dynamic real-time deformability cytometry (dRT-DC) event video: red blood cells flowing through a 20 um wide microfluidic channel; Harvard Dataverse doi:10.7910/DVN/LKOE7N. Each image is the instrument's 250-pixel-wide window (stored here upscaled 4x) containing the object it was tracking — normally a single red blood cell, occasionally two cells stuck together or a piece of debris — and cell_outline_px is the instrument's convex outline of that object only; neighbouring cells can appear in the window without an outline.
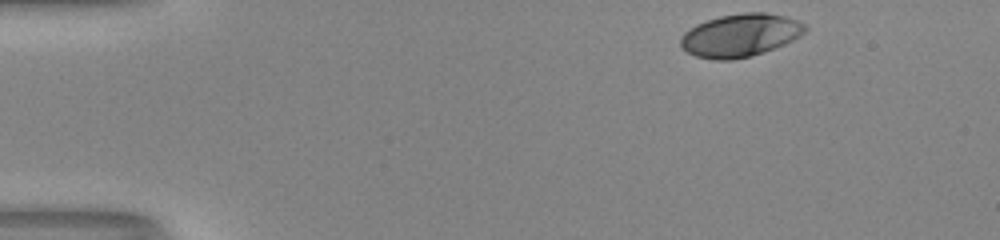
{"species": "human", "species_latin": "Homo sapiens", "temperature_condition": "room temperature", "stored_images_in_passage": 38, "camera_frame_rate_fps": 3000, "um_per_image_px": 0.085, "donor": {"sex": "male"}, "frame": {"image": 1, "passage_image": 1, "time_ms": 0.0, "image_size_px": [1000, 240], "cell_outline_px": [[808, 28], [800, 36], [784, 44], [764, 52], [732, 60], [716, 60], [696, 56], [688, 52], [680, 44], [680, 36], [684, 32], [696, 24], [720, 16], [744, 12], [764, 12], [784, 16], [808, 24]], "centroid_in_image_um": [62.94, 2.99], "position_along_channel_um": 22.1, "area_um2": 31.04}}
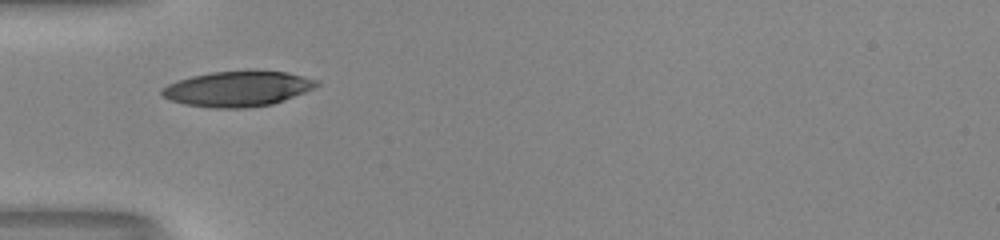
{"frame": {"image": 2, "passage_image": 12, "time_ms": 3.667, "image_size_px": [1000, 240], "cell_outline_px": [[320, 84], [304, 92], [272, 104], [244, 108], [212, 108], [184, 104], [160, 96], [160, 88], [168, 84], [192, 76], [212, 72], [248, 68], [288, 72], [320, 80]], "centroid_in_image_um": [20.21, 7.51], "position_along_channel_um": 64.8, "area_um2": 32.48}}
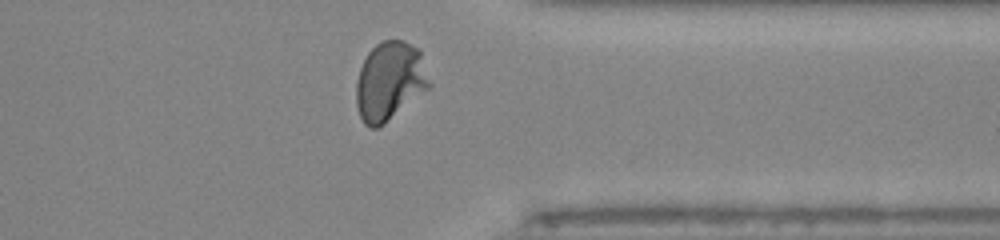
{"frame": {"image": 3, "passage_image": 36, "time_ms": 11.667, "image_size_px": [1000, 240], "cell_outline_px": [[432, 84], [428, 88], [384, 124], [376, 128], [368, 128], [364, 124], [360, 116], [356, 104], [356, 80], [360, 68], [368, 52], [380, 40], [404, 40], [420, 48]], "centroid_in_image_um": [33.13, 6.87], "position_along_channel_um": 378.3, "area_um2": 33.81}, "authors_computed_cell_mechanics": {"area_um2": 31.4143, "velocity_mm_per_s": 3.9997, "shape_relaxation_time_tau1_ms": 3.3816, "shape_relaxation_time_tau2_ms": null, "deformation_change_tau1": 0.1876, "deformation_change_tau2": null}}